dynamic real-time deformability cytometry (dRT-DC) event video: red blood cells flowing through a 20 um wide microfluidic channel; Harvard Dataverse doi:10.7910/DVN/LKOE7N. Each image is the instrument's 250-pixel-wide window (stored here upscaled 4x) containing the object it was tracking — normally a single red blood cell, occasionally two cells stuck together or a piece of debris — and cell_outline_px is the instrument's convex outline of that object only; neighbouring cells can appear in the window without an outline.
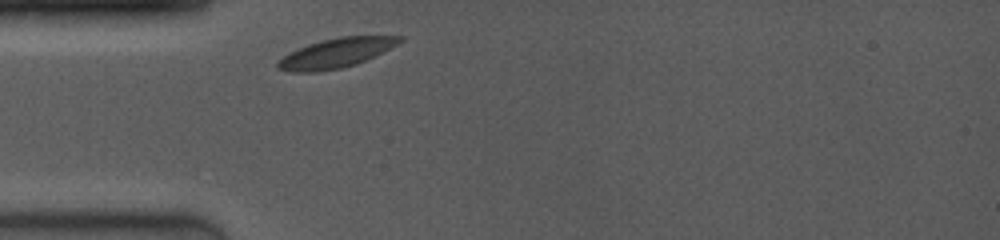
{"species": "common noctule bat (a hibernating species)", "species_latin": "Nyctalus noctula", "temperature_condition": "room temperature", "stored_images_in_passage": 23, "camera_frame_rate_fps": 4000, "um_per_image_px": 0.085, "animal": {"sex": "female", "body_mass_g": 19.0, "forearm_length_mm": 53.3}, "frame": {"image": 1, "passage_image": 1, "time_ms": 0.0, "image_size_px": [1000, 240], "cell_outline_px": [[404, 40], [356, 64], [340, 68], [316, 72], [292, 72], [276, 68], [276, 64], [284, 56], [300, 48], [324, 40], [340, 36], [404, 36]], "centroid_in_image_um": [28.55, 4.51], "position_along_channel_um": 56.4, "area_um2": 20.23}}
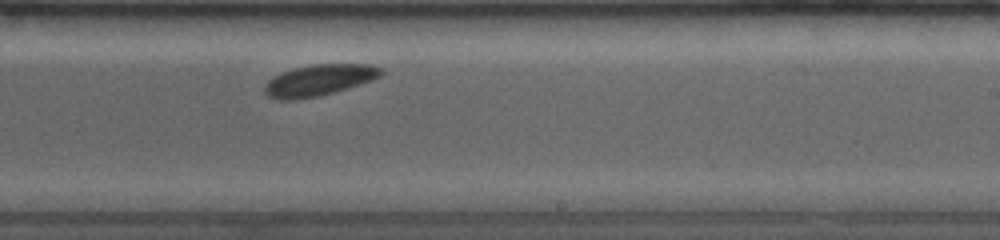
{"frame": {"image": 2, "passage_image": 14, "time_ms": 5.5, "image_size_px": [1000, 240], "cell_outline_px": [[384, 72], [380, 76], [320, 96], [292, 100], [280, 100], [268, 96], [264, 92], [264, 88], [268, 80], [292, 68], [316, 64], [368, 64], [380, 68]], "centroid_in_image_um": [27.06, 6.81], "position_along_channel_um": 261.9, "area_um2": 20.63}}
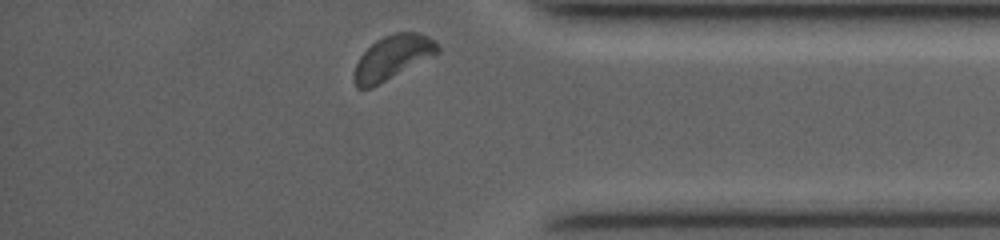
{"frame": {"image": 3, "passage_image": 23, "time_ms": 9.25, "image_size_px": [1000, 240], "cell_outline_px": [[440, 52], [372, 88], [356, 88], [356, 64], [360, 56], [376, 40], [384, 36], [396, 32], [416, 32], [428, 36], [436, 40], [440, 48]], "centroid_in_image_um": [33.42, 4.86], "position_along_channel_um": 401.8, "area_um2": 21.1}, "authors_computed_cell_mechanics": {"area_um2": 20.6346, "velocity_mm_per_s": 3.8327, "shape_relaxation_time_tau1_ms": 2.2094, "shape_relaxation_time_tau2_ms": null, "deformation_change_tau1": 0.0567, "deformation_change_tau2": null}}